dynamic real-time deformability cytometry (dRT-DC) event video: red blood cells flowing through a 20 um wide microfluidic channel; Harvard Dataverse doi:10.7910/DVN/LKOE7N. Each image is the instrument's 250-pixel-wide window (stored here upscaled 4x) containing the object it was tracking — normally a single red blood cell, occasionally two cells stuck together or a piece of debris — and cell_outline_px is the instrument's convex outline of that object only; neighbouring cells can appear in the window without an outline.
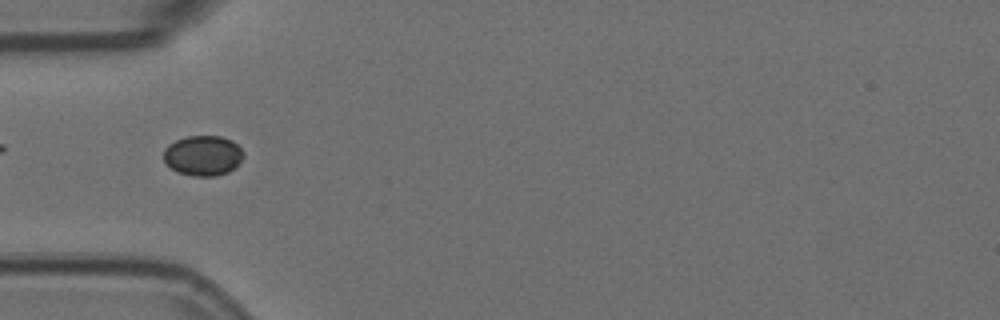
{"species": "Egyptian fruit bat (a non-hibernating species)", "species_latin": "Rousettus aegyptiacus", "temperature_condition": "room temperature", "stored_images_in_passage": 43, "camera_frame_rate_fps": 3000, "um_per_image_px": 0.085, "animal": {"sex": "female"}, "frame": {"image": 1, "passage_image": 4, "time_ms": 1.0, "image_size_px": [1000, 320], "cell_outline_px": [[244, 156], [236, 168], [228, 172], [216, 176], [192, 176], [176, 172], [164, 164], [164, 148], [168, 144], [176, 140], [188, 136], [220, 136], [232, 140], [244, 152]], "centroid_in_image_um": [17.24, 13.24], "position_along_channel_um": 67.8, "area_um2": 19.02}}
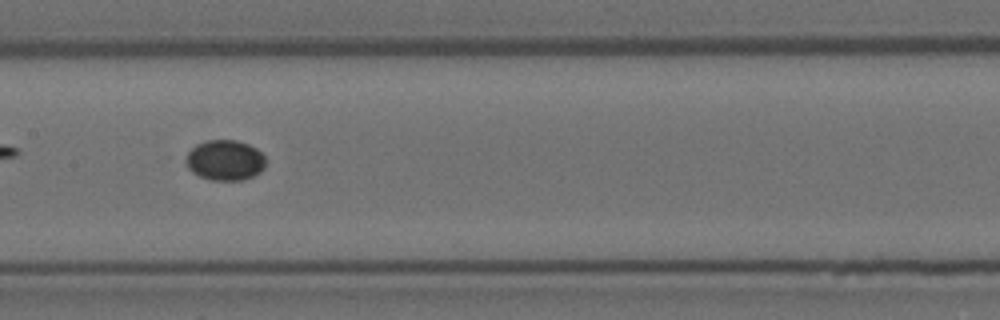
{"frame": {"image": 2, "passage_image": 14, "time_ms": 4.333, "image_size_px": [1000, 320], "cell_outline_px": [[264, 168], [260, 172], [244, 180], [212, 180], [200, 176], [192, 172], [188, 168], [184, 160], [188, 152], [196, 144], [204, 140], [236, 140], [248, 144], [256, 148], [264, 156]], "centroid_in_image_um": [19.1, 13.61], "position_along_channel_um": 188.3, "area_um2": 18.84}}
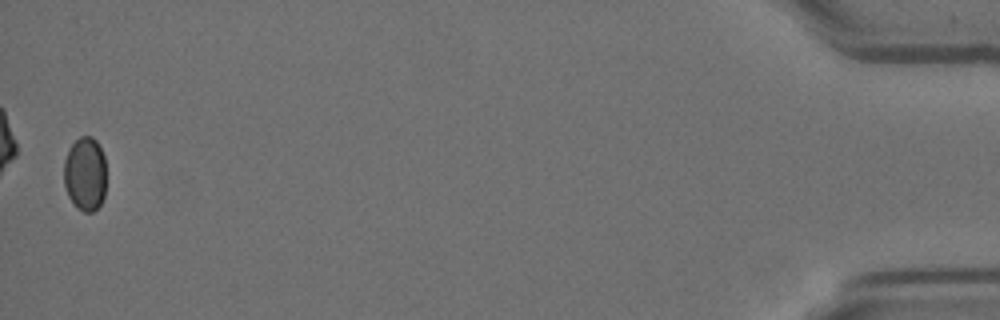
{"frame": {"image": 3, "passage_image": 42, "time_ms": 13.667, "image_size_px": [1000, 320], "cell_outline_px": [[104, 196], [100, 204], [92, 212], [84, 212], [76, 208], [72, 204], [68, 196], [64, 184], [64, 160], [68, 148], [80, 136], [92, 136], [96, 140], [104, 156]], "centroid_in_image_um": [7.2, 14.78], "position_along_channel_um": 428.0, "area_um2": 18.32}, "authors_computed_cell_mechanics": {"area_um2": 18.6694, "velocity_mm_per_s": 3.5864, "shape_relaxation_time_tau1_ms": 3.3985, "shape_relaxation_time_tau2_ms": null, "deformation_change_tau1": 0.0421, "deformation_change_tau2": null}}